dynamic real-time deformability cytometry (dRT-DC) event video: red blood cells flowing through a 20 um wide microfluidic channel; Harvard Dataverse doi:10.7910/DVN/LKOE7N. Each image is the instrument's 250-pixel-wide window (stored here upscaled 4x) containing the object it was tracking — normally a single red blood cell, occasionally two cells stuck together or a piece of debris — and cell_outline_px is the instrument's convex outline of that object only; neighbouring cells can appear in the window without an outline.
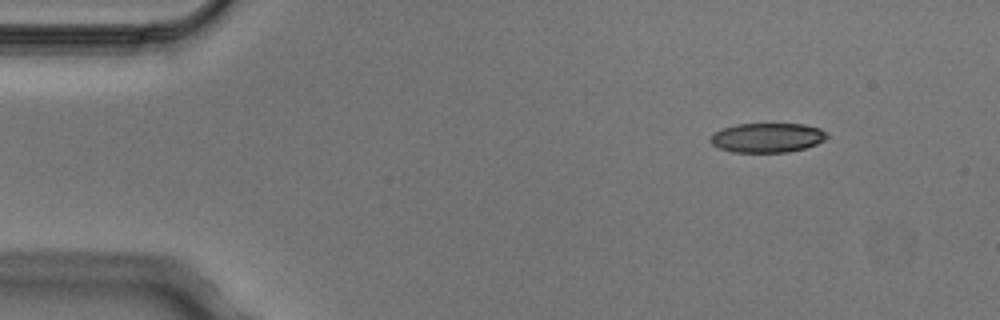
{"species": "Egyptian fruit bat (a non-hibernating species)", "species_latin": "Rousettus aegyptiacus", "temperature_condition": "cold", "stored_images_in_passage": 3, "camera_frame_rate_fps": 3000, "um_per_image_px": 0.085, "animal": {"sex": "male"}, "frame": {"image": 1, "passage_image": 1, "time_ms": 0.0, "image_size_px": [1000, 320], "cell_outline_px": [[828, 136], [824, 140], [816, 144], [804, 148], [788, 152], [732, 152], [720, 148], [712, 144], [708, 140], [716, 132], [724, 128], [736, 124], [804, 124], [820, 128], [828, 132]], "centroid_in_image_um": [65.25, 11.7], "position_along_channel_um": 19.8, "area_um2": 19.94}}